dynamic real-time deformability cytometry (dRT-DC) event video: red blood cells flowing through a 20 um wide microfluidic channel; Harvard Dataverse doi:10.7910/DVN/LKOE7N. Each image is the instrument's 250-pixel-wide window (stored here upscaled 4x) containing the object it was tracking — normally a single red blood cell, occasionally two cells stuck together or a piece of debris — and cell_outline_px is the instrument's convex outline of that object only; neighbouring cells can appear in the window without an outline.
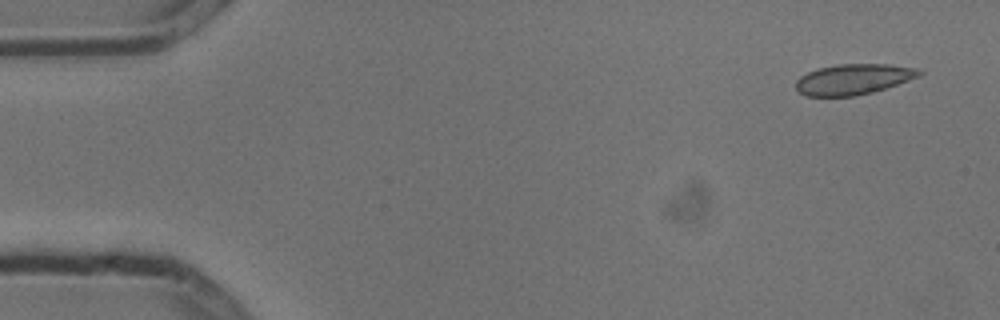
{"species": "common noctule bat (a hibernating species)", "species_latin": "Nyctalus noctula", "temperature_condition": "cold", "stored_images_in_passage": 8, "camera_frame_rate_fps": 3000, "um_per_image_px": 0.085, "animal": {"sex": "male", "body_mass_g": 13.3}, "frame": {"image": 1, "passage_image": 1, "time_ms": 0.0, "image_size_px": [1000, 320], "cell_outline_px": [[924, 72], [920, 76], [872, 92], [856, 96], [804, 96], [796, 88], [796, 80], [800, 76], [816, 68], [840, 64], [888, 64], [920, 68]], "centroid_in_image_um": [72.54, 6.73], "position_along_channel_um": 12.5, "area_um2": 22.02}}
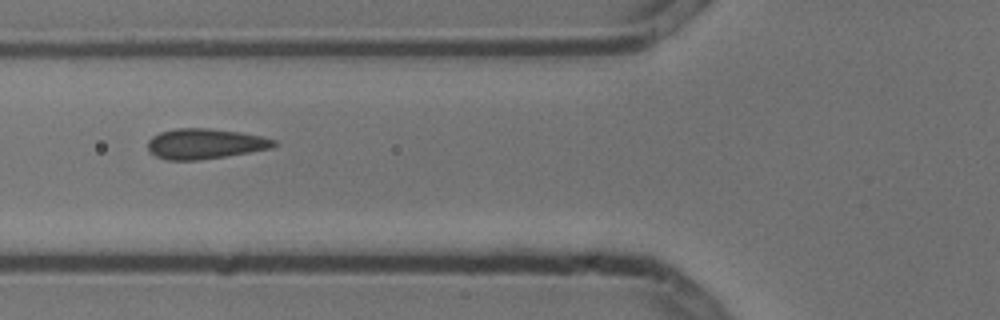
{"frame": {"image": 2, "passage_image": 6, "time_ms": 1.667, "image_size_px": [1000, 320], "cell_outline_px": [[280, 144], [272, 148], [228, 156], [196, 160], [168, 160], [156, 156], [148, 152], [148, 140], [152, 136], [160, 132], [176, 128], [208, 128], [240, 132], [260, 136], [276, 140]], "centroid_in_image_um": [17.43, 12.22], "position_along_channel_um": 108.4, "area_um2": 22.43}}
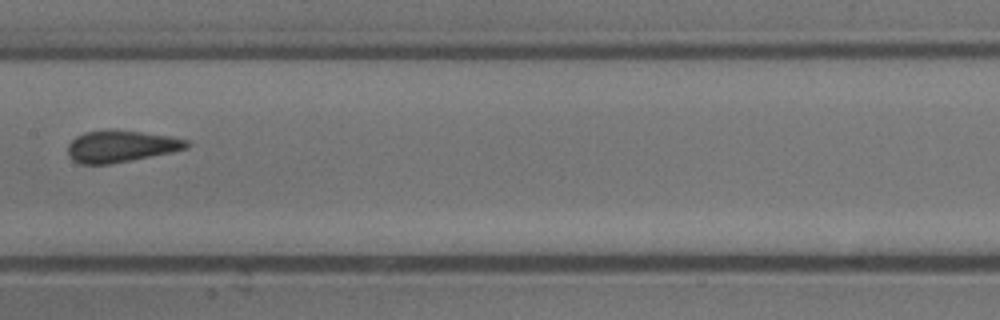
{"frame": {"image": 3, "passage_image": 8, "time_ms": 2.333, "image_size_px": [1000, 320], "cell_outline_px": [[192, 144], [188, 148], [172, 152], [108, 164], [80, 164], [72, 160], [68, 156], [68, 144], [76, 136], [84, 132], [108, 128], [140, 132], [168, 136], [188, 140]], "centroid_in_image_um": [10.25, 12.42], "position_along_channel_um": 197.1, "area_um2": 22.14}}